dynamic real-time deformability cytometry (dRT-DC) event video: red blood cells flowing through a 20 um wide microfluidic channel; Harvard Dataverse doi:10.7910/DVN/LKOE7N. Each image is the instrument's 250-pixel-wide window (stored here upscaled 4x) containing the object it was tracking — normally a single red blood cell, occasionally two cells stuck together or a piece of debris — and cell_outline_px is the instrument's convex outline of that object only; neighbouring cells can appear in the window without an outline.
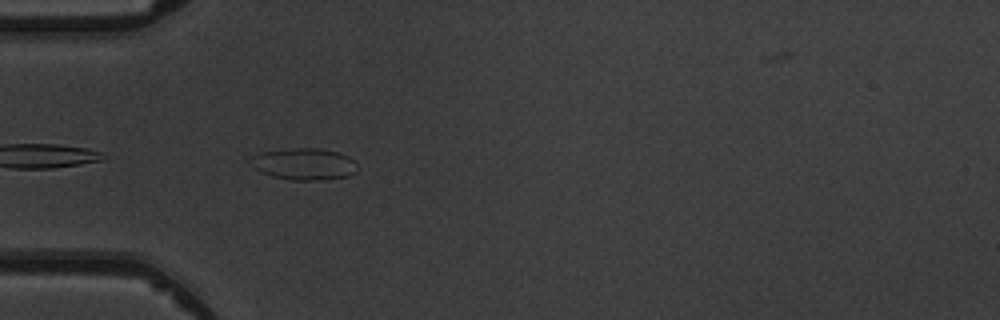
{"species": "common noctule bat (a hibernating species)", "species_latin": "Nyctalus noctula", "temperature_condition": "warm", "stored_images_in_passage": 5, "camera_frame_rate_fps": 3000, "um_per_image_px": 0.085, "animal": {"sex": "male", "body_mass_g": 19.5, "forearm_length_mm": 54.6}, "frame": {"image": 1, "passage_image": 5, "time_ms": 4.333, "image_size_px": [1000, 320], "cell_outline_px": [[356, 172], [348, 176], [320, 180], [292, 180], [272, 176], [256, 168], [252, 156], [260, 152], [296, 148], [320, 148], [336, 152], [348, 156], [356, 160]], "centroid_in_image_um": [25.93, 13.94], "position_along_channel_um": 59.1, "area_um2": 19.36}}